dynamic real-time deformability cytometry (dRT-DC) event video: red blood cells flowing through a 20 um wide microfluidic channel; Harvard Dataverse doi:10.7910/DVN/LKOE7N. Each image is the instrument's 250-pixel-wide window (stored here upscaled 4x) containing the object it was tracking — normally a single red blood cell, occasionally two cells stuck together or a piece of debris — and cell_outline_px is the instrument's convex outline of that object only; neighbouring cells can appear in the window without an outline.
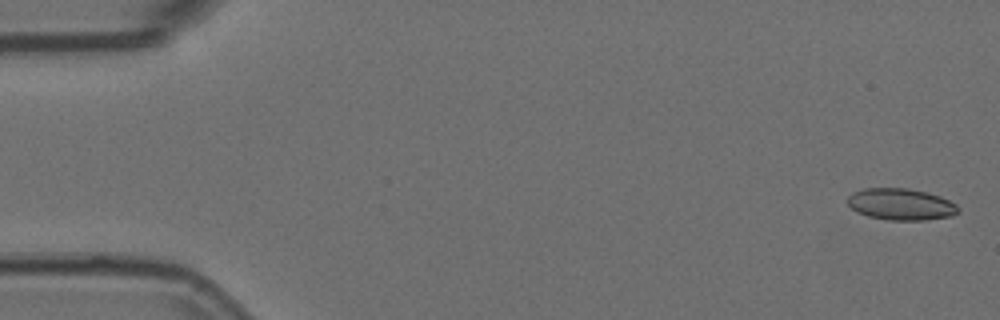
{"species": "Egyptian fruit bat (a non-hibernating species)", "species_latin": "Rousettus aegyptiacus", "temperature_condition": "room temperature", "stored_images_in_passage": 29, "camera_frame_rate_fps": 3000, "um_per_image_px": 0.085, "animal": {"sex": "female"}, "frame": {"image": 1, "passage_image": 1, "time_ms": 0.0, "image_size_px": [1000, 320], "cell_outline_px": [[960, 212], [952, 216], [924, 220], [888, 220], [868, 216], [856, 212], [848, 204], [848, 196], [852, 192], [864, 188], [908, 188], [940, 196], [956, 204], [960, 208]], "centroid_in_image_um": [76.58, 17.37], "position_along_channel_um": 8.4, "area_um2": 20.46}}
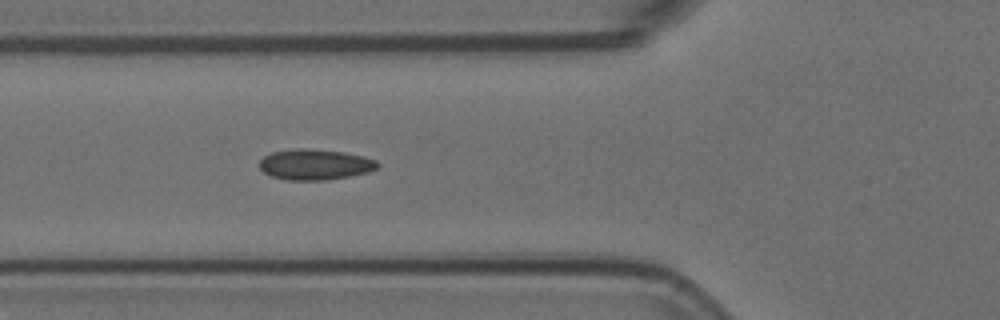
{"frame": {"image": 2, "passage_image": 19, "time_ms": 6.0, "image_size_px": [1000, 320], "cell_outline_px": [[380, 164], [376, 168], [368, 172], [348, 176], [324, 180], [288, 180], [272, 176], [264, 172], [260, 168], [260, 160], [264, 156], [272, 152], [296, 148], [308, 148], [344, 152], [364, 156], [376, 160]], "centroid_in_image_um": [26.78, 13.97], "position_along_channel_um": 99.0, "area_um2": 21.04}}
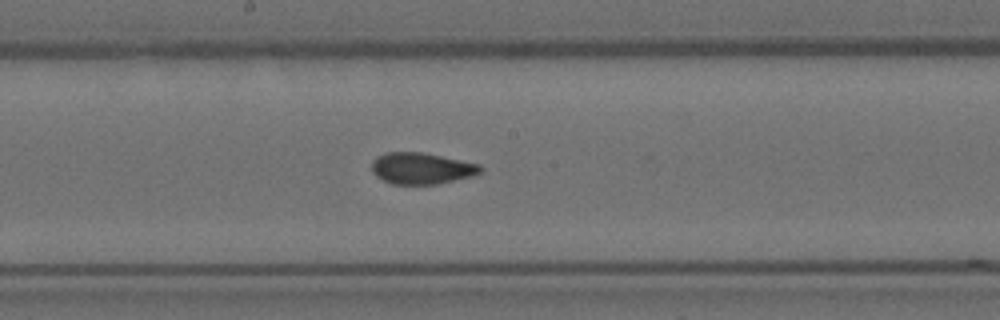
{"frame": {"image": 3, "passage_image": 28, "time_ms": 9.0, "image_size_px": [1000, 320], "cell_outline_px": [[484, 168], [480, 172], [472, 176], [436, 184], [392, 184], [376, 176], [372, 172], [372, 160], [376, 156], [388, 152], [420, 152], [480, 164]], "centroid_in_image_um": [35.81, 14.31], "position_along_channel_um": 212.4, "area_um2": 19.77}}